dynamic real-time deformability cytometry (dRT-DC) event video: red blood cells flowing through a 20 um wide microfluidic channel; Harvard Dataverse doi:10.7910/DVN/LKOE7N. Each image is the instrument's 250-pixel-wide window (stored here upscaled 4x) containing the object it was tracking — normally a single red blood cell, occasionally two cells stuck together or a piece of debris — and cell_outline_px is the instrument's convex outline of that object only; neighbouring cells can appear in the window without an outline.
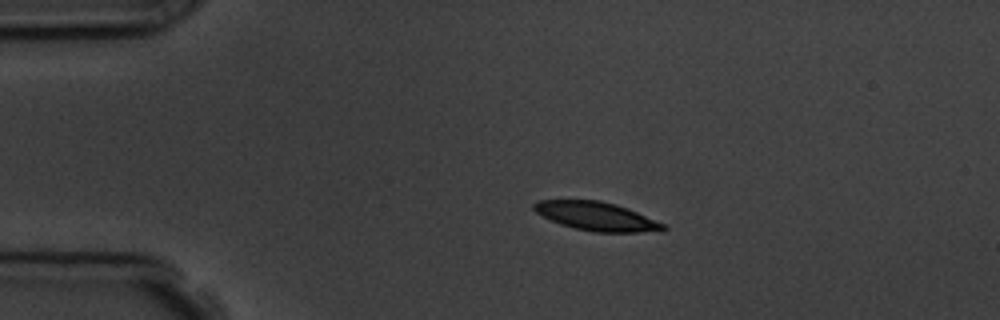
{"species": "common noctule bat (a hibernating species)", "species_latin": "Nyctalus noctula", "temperature_condition": "room temperature", "stored_images_in_passage": 5, "camera_frame_rate_fps": 3000, "um_per_image_px": 0.085, "animal": {"sex": "male", "body_mass_g": 19.5, "forearm_length_mm": 54.6}, "frame": {"image": 1, "passage_image": 3, "time_ms": 2.333, "image_size_px": [1000, 320], "cell_outline_px": [[668, 228], [660, 232], [592, 232], [560, 224], [536, 212], [532, 208], [532, 204], [540, 200], [600, 200], [616, 204], [636, 212], [664, 224]], "centroid_in_image_um": [50.71, 18.39], "position_along_channel_um": 34.3, "area_um2": 21.44}}
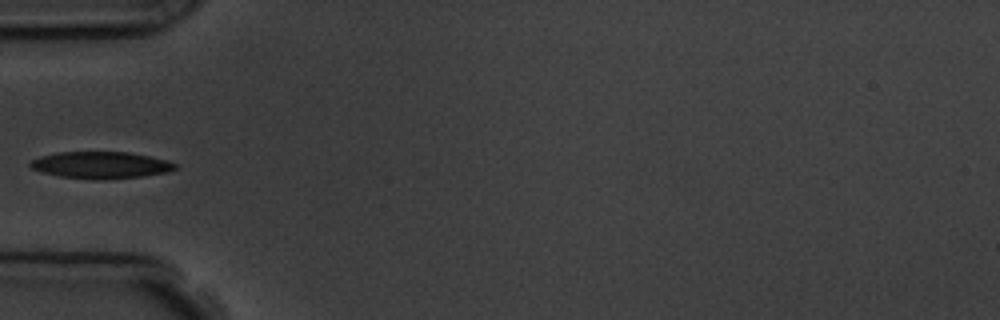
{"frame": {"image": 2, "passage_image": 5, "time_ms": 4.667, "image_size_px": [1000, 320], "cell_outline_px": [[180, 164], [176, 168], [168, 172], [144, 176], [100, 180], [92, 180], [60, 176], [44, 172], [32, 168], [28, 164], [32, 160], [40, 156], [56, 152], [128, 152], [168, 160]], "centroid_in_image_um": [8.61, 14.03], "position_along_channel_um": 76.4, "area_um2": 22.77}}